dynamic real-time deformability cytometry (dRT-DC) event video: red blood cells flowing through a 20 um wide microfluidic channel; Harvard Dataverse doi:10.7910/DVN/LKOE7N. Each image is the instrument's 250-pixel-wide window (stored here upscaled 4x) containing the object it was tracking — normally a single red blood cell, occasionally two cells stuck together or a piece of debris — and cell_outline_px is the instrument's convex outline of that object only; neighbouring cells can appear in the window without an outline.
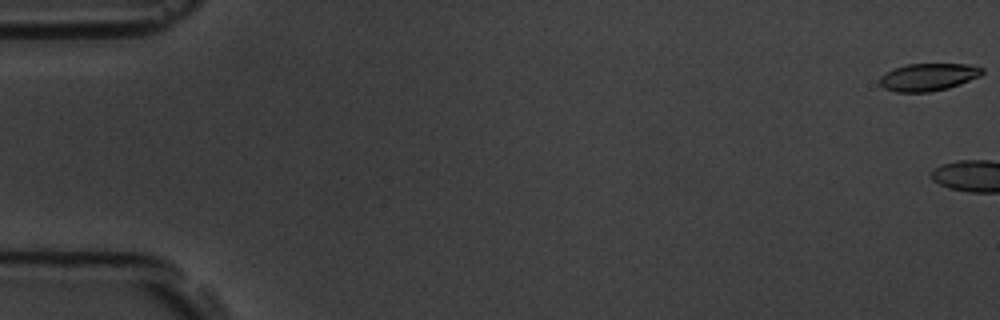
{"species": "common noctule bat (a hibernating species)", "species_latin": "Nyctalus noctula", "temperature_condition": "room temperature", "stored_images_in_passage": 8, "camera_frame_rate_fps": 3000, "um_per_image_px": 0.085, "animal": {"sex": "male", "body_mass_g": 19.5, "forearm_length_mm": 54.6}, "frame": {"image": 1, "passage_image": 1, "time_ms": 0.0, "image_size_px": [1000, 320], "cell_outline_px": [[984, 72], [980, 76], [960, 84], [948, 88], [928, 92], [896, 92], [884, 88], [880, 84], [880, 76], [884, 72], [908, 64], [968, 64], [984, 68]], "centroid_in_image_um": [78.91, 6.55], "position_along_channel_um": 6.1, "area_um2": 16.42}}
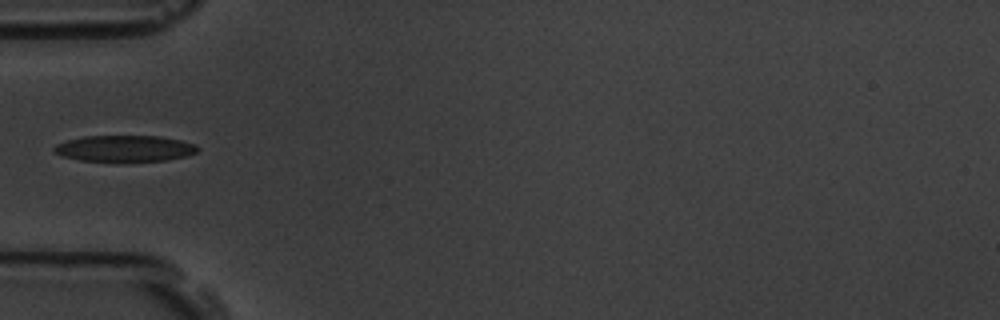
{"frame": {"image": 2, "passage_image": 7, "time_ms": 7.0, "image_size_px": [1000, 320], "cell_outline_px": [[200, 148], [196, 152], [184, 156], [168, 160], [80, 160], [64, 156], [52, 152], [52, 148], [56, 144], [68, 140], [84, 136], [160, 136], [180, 140], [196, 144]], "centroid_in_image_um": [10.59, 12.6], "position_along_channel_um": 74.4, "area_um2": 21.56}}
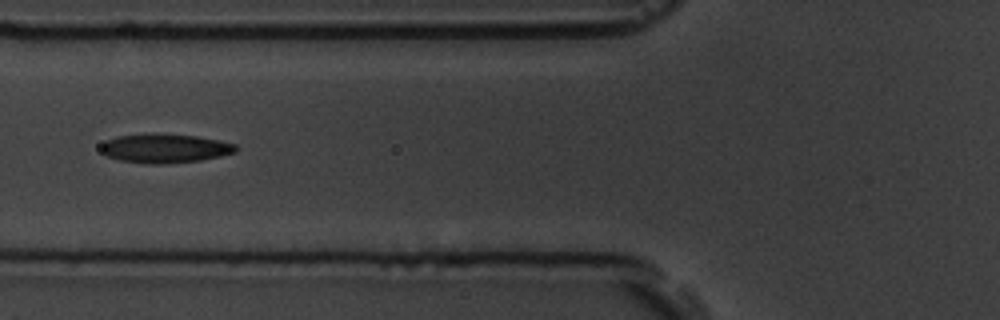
{"frame": {"image": 3, "passage_image": 8, "time_ms": 8.0, "image_size_px": [1000, 320], "cell_outline_px": [[236, 152], [220, 156], [200, 160], [164, 164], [152, 164], [120, 160], [108, 156], [100, 148], [100, 144], [116, 136], [196, 136], [236, 144]], "centroid_in_image_um": [14.04, 12.65], "position_along_channel_um": 111.8, "area_um2": 21.68}}